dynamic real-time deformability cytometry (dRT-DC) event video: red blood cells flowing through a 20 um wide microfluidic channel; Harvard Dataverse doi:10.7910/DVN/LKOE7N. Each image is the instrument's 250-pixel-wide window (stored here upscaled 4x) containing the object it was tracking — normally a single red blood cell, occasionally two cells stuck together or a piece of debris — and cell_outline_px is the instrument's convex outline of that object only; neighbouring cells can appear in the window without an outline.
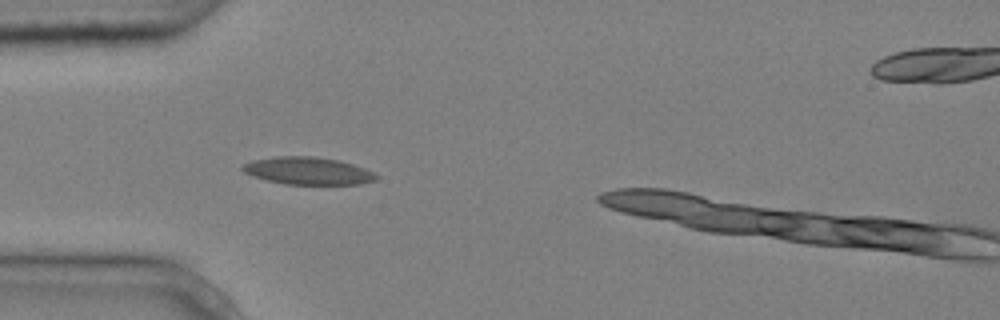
{"species": "common noctule bat (a hibernating species)", "species_latin": "Nyctalus noctula", "temperature_condition": "cold", "stored_images_in_passage": 5, "camera_frame_rate_fps": 3000, "um_per_image_px": 0.085, "animal": {"sex": "male", "body_mass_g": 20.4}, "frame": {"image": 1, "passage_image": 4, "time_ms": 1.0, "image_size_px": [1000, 320], "cell_outline_px": [[380, 176], [376, 180], [360, 184], [284, 184], [252, 176], [244, 172], [240, 168], [244, 164], [252, 160], [276, 156], [312, 156], [340, 160], [364, 168]], "centroid_in_image_um": [26.17, 14.52], "position_along_channel_um": 58.8, "area_um2": 21.39}}